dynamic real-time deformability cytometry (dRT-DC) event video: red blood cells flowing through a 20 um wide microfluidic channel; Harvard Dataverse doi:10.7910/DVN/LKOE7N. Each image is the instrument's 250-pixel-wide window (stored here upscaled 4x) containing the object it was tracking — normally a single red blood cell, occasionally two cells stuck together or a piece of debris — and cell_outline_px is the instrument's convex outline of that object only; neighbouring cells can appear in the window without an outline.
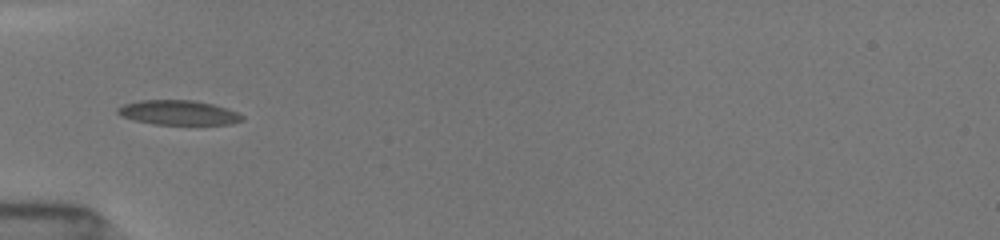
{"species": "common noctule bat (a hibernating species)", "species_latin": "Nyctalus noctula", "temperature_condition": "room temperature", "stored_images_in_passage": 8, "camera_frame_rate_fps": 3000, "um_per_image_px": 0.085, "animal": {"sex": "female", "body_mass_g": 19.5, "forearm_length_mm": 54.1}, "frame": {"image": 1, "passage_image": 1, "time_ms": 0.0, "image_size_px": [1000, 240], "cell_outline_px": [[244, 120], [232, 124], [152, 124], [132, 120], [120, 116], [116, 112], [116, 108], [124, 104], [140, 100], [192, 100], [212, 104], [236, 112], [244, 116]], "centroid_in_image_um": [15.11, 9.58], "position_along_channel_um": 69.9, "area_um2": 17.86}}
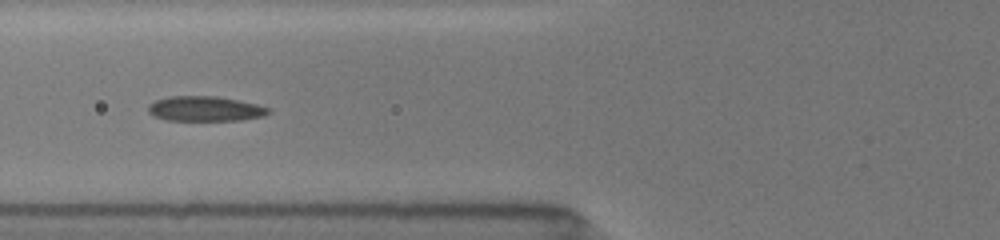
{"frame": {"image": 2, "passage_image": 7, "time_ms": 1.0, "image_size_px": [1000, 240], "cell_outline_px": [[272, 112], [264, 116], [240, 120], [164, 120], [152, 116], [148, 112], [148, 104], [156, 100], [168, 96], [216, 96], [256, 104], [272, 108]], "centroid_in_image_um": [17.42, 9.25], "position_along_channel_um": 108.4, "area_um2": 17.63}}